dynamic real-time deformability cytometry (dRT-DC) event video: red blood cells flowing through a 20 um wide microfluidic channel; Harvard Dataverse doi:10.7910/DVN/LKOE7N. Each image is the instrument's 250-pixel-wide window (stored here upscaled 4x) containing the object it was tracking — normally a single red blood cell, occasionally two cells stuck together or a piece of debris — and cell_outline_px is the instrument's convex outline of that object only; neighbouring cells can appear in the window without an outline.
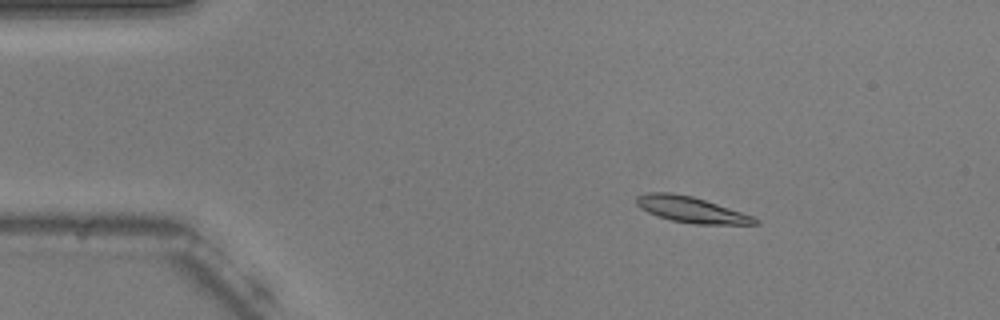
{"species": "common noctule bat (a hibernating species)", "species_latin": "Nyctalus noctula", "temperature_condition": "warm", "stored_images_in_passage": 48, "camera_frame_rate_fps": 3000, "um_per_image_px": 0.085, "animal": {"sex": "male", "body_mass_g": 20.5, "forearm_length_mm": 52.5}, "frame": {"image": 1, "passage_image": 2, "time_ms": 0.333, "image_size_px": [1000, 320], "cell_outline_px": [[760, 224], [692, 224], [672, 220], [656, 216], [640, 208], [636, 204], [636, 196], [648, 192], [672, 192], [692, 196], [752, 216], [760, 220]], "centroid_in_image_um": [58.7, 17.82], "position_along_channel_um": 26.3, "area_um2": 17.74}}
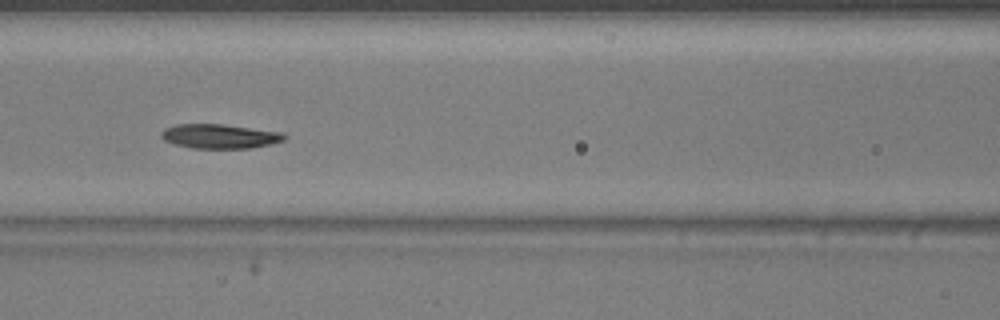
{"frame": {"image": 2, "passage_image": 17, "time_ms": 5.333, "image_size_px": [1000, 320], "cell_outline_px": [[288, 136], [284, 140], [252, 148], [192, 148], [176, 144], [164, 140], [160, 136], [160, 132], [164, 128], [176, 124], [224, 124], [280, 132]], "centroid_in_image_um": [18.64, 11.57], "position_along_channel_um": 148.0, "area_um2": 17.4}}
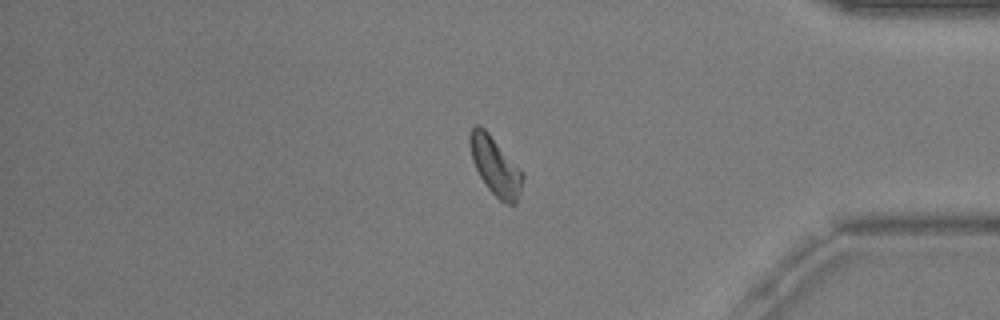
{"frame": {"image": 3, "passage_image": 39, "time_ms": 12.667, "image_size_px": [1000, 320], "cell_outline_px": [[524, 176], [520, 192], [516, 204], [504, 204], [488, 188], [480, 176], [472, 160], [468, 136], [472, 128], [476, 124], [480, 124], [488, 132], [524, 172]], "centroid_in_image_um": [42.11, 14.11], "position_along_channel_um": 393.1, "area_um2": 17.92}, "authors_computed_cell_mechanics": {"area_um2": 17.3978, "velocity_mm_per_s": 3.709, "shape_relaxation_time_tau1_ms": 4.5255, "shape_relaxation_time_tau2_ms": null, "deformation_change_tau1": 0.1185, "deformation_change_tau2": null}}